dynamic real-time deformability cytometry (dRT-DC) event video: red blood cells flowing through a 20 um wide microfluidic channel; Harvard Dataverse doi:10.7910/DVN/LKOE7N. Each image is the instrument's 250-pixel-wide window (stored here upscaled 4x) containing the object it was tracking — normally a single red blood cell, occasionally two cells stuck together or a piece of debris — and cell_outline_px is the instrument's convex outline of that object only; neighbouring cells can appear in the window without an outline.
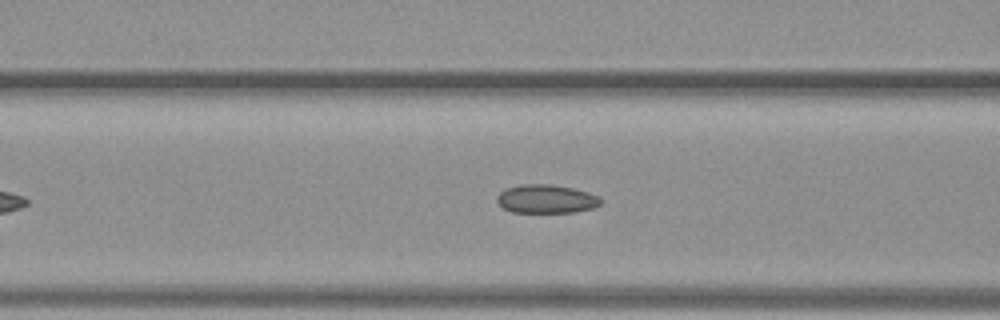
{"species": "common noctule bat (a hibernating species)", "species_latin": "Nyctalus noctula", "temperature_condition": "warm", "stored_images_in_passage": 39, "camera_frame_rate_fps": 3000, "um_per_image_px": 0.085, "animal": {"sex": "female", "body_mass_g": 19.3, "forearm_length_mm": 54.1}, "frame": {"image": 1, "passage_image": 15, "time_ms": 4.667, "image_size_px": [1000, 320], "cell_outline_px": [[604, 200], [600, 204], [592, 208], [576, 212], [512, 212], [504, 208], [496, 200], [496, 196], [504, 188], [520, 184], [548, 184], [572, 188], [588, 192]], "centroid_in_image_um": [46.41, 16.9], "position_along_channel_um": 120.2, "area_um2": 17.28}}
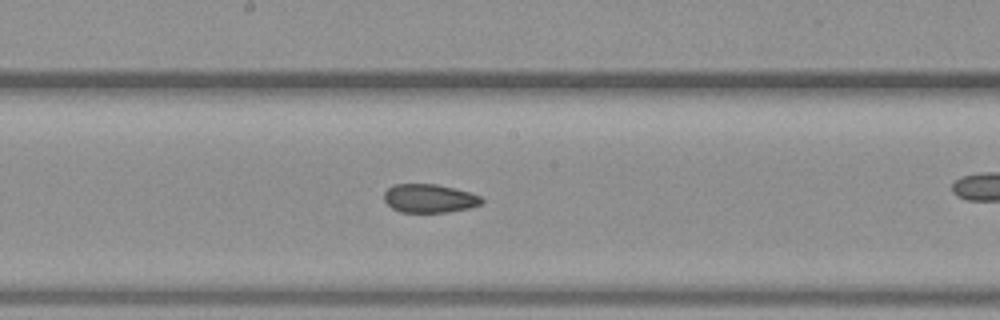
{"frame": {"image": 2, "passage_image": 22, "time_ms": 7.0, "image_size_px": [1000, 320], "cell_outline_px": [[484, 200], [480, 204], [468, 208], [448, 212], [400, 212], [392, 208], [384, 200], [384, 192], [388, 188], [396, 184], [436, 184], [468, 192], [480, 196]], "centroid_in_image_um": [36.47, 16.86], "position_along_channel_um": 211.7, "area_um2": 16.07}}
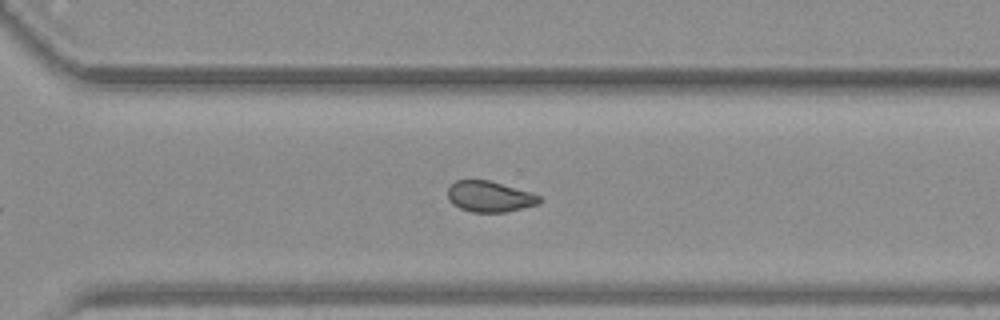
{"frame": {"image": 3, "passage_image": 31, "time_ms": 10.0, "image_size_px": [1000, 320], "cell_outline_px": [[544, 200], [540, 204], [504, 212], [472, 212], [460, 208], [452, 204], [448, 200], [448, 188], [456, 180], [488, 180], [528, 192], [540, 196]], "centroid_in_image_um": [41.61, 16.72], "position_along_channel_um": 329.0, "area_um2": 16.36}}